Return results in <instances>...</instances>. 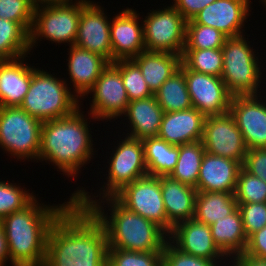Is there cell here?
<instances>
[{"label":"cell","mask_w":266,"mask_h":266,"mask_svg":"<svg viewBox=\"0 0 266 266\" xmlns=\"http://www.w3.org/2000/svg\"><path fill=\"white\" fill-rule=\"evenodd\" d=\"M107 253L102 224L73 201L49 229L44 266H107Z\"/></svg>","instance_id":"obj_1"},{"label":"cell","mask_w":266,"mask_h":266,"mask_svg":"<svg viewBox=\"0 0 266 266\" xmlns=\"http://www.w3.org/2000/svg\"><path fill=\"white\" fill-rule=\"evenodd\" d=\"M35 196L25 207L2 220L12 266H44L49 229L73 202L45 205Z\"/></svg>","instance_id":"obj_2"},{"label":"cell","mask_w":266,"mask_h":266,"mask_svg":"<svg viewBox=\"0 0 266 266\" xmlns=\"http://www.w3.org/2000/svg\"><path fill=\"white\" fill-rule=\"evenodd\" d=\"M83 113L79 107L68 116L43 122L41 128L38 160L52 163L68 178L78 177L81 167L90 163L97 151H93L95 146L87 121L96 119L91 114L87 118Z\"/></svg>","instance_id":"obj_3"},{"label":"cell","mask_w":266,"mask_h":266,"mask_svg":"<svg viewBox=\"0 0 266 266\" xmlns=\"http://www.w3.org/2000/svg\"><path fill=\"white\" fill-rule=\"evenodd\" d=\"M87 209L102 224L108 248L135 252L163 251L168 234L153 221L128 210L115 197L96 200Z\"/></svg>","instance_id":"obj_4"},{"label":"cell","mask_w":266,"mask_h":266,"mask_svg":"<svg viewBox=\"0 0 266 266\" xmlns=\"http://www.w3.org/2000/svg\"><path fill=\"white\" fill-rule=\"evenodd\" d=\"M123 138L119 139L121 141L114 146L115 149L113 147V153L110 154V159H107V182H103L102 188L98 189V193H101L97 196L91 193V196L84 187H77L78 189L71 193L73 201L80 207L87 209L96 200L114 197L126 185L148 175L143 141L127 135ZM97 197L99 199H96Z\"/></svg>","instance_id":"obj_5"},{"label":"cell","mask_w":266,"mask_h":266,"mask_svg":"<svg viewBox=\"0 0 266 266\" xmlns=\"http://www.w3.org/2000/svg\"><path fill=\"white\" fill-rule=\"evenodd\" d=\"M55 76L32 66L31 83L19 106L41 122L68 116L83 102L68 87L71 85L66 79Z\"/></svg>","instance_id":"obj_6"},{"label":"cell","mask_w":266,"mask_h":266,"mask_svg":"<svg viewBox=\"0 0 266 266\" xmlns=\"http://www.w3.org/2000/svg\"><path fill=\"white\" fill-rule=\"evenodd\" d=\"M245 35L229 37L225 40L223 52V70L221 79L232 96L261 94L263 79L259 55ZM252 46V47H251ZM259 91V92H258Z\"/></svg>","instance_id":"obj_7"},{"label":"cell","mask_w":266,"mask_h":266,"mask_svg":"<svg viewBox=\"0 0 266 266\" xmlns=\"http://www.w3.org/2000/svg\"><path fill=\"white\" fill-rule=\"evenodd\" d=\"M81 12L82 0L37 4L30 31V52L42 39L74 45Z\"/></svg>","instance_id":"obj_8"},{"label":"cell","mask_w":266,"mask_h":266,"mask_svg":"<svg viewBox=\"0 0 266 266\" xmlns=\"http://www.w3.org/2000/svg\"><path fill=\"white\" fill-rule=\"evenodd\" d=\"M42 124L19 106L0 107L1 149L18 161L38 162Z\"/></svg>","instance_id":"obj_9"},{"label":"cell","mask_w":266,"mask_h":266,"mask_svg":"<svg viewBox=\"0 0 266 266\" xmlns=\"http://www.w3.org/2000/svg\"><path fill=\"white\" fill-rule=\"evenodd\" d=\"M165 7L150 10L144 20H141L145 49L182 56L187 21L173 5Z\"/></svg>","instance_id":"obj_10"},{"label":"cell","mask_w":266,"mask_h":266,"mask_svg":"<svg viewBox=\"0 0 266 266\" xmlns=\"http://www.w3.org/2000/svg\"><path fill=\"white\" fill-rule=\"evenodd\" d=\"M128 210L153 221L169 234V224L161 193L159 176L146 175L126 185L114 196Z\"/></svg>","instance_id":"obj_11"},{"label":"cell","mask_w":266,"mask_h":266,"mask_svg":"<svg viewBox=\"0 0 266 266\" xmlns=\"http://www.w3.org/2000/svg\"><path fill=\"white\" fill-rule=\"evenodd\" d=\"M89 93H92V103L88 114L90 113L97 121H111L123 117L130 102L120 71L113 63H109L102 70L85 97H88Z\"/></svg>","instance_id":"obj_12"},{"label":"cell","mask_w":266,"mask_h":266,"mask_svg":"<svg viewBox=\"0 0 266 266\" xmlns=\"http://www.w3.org/2000/svg\"><path fill=\"white\" fill-rule=\"evenodd\" d=\"M180 69L184 72L193 108L205 117L229 112L232 95L221 77L187 69L182 63Z\"/></svg>","instance_id":"obj_13"},{"label":"cell","mask_w":266,"mask_h":266,"mask_svg":"<svg viewBox=\"0 0 266 266\" xmlns=\"http://www.w3.org/2000/svg\"><path fill=\"white\" fill-rule=\"evenodd\" d=\"M201 141L207 153L231 158L243 165L247 148L230 112L206 117Z\"/></svg>","instance_id":"obj_14"},{"label":"cell","mask_w":266,"mask_h":266,"mask_svg":"<svg viewBox=\"0 0 266 266\" xmlns=\"http://www.w3.org/2000/svg\"><path fill=\"white\" fill-rule=\"evenodd\" d=\"M265 96H232L229 112L242 133L247 149L266 148Z\"/></svg>","instance_id":"obj_15"},{"label":"cell","mask_w":266,"mask_h":266,"mask_svg":"<svg viewBox=\"0 0 266 266\" xmlns=\"http://www.w3.org/2000/svg\"><path fill=\"white\" fill-rule=\"evenodd\" d=\"M104 11V7L98 5V2L82 0V12L74 45L99 54L112 63L111 18L109 19Z\"/></svg>","instance_id":"obj_16"},{"label":"cell","mask_w":266,"mask_h":266,"mask_svg":"<svg viewBox=\"0 0 266 266\" xmlns=\"http://www.w3.org/2000/svg\"><path fill=\"white\" fill-rule=\"evenodd\" d=\"M251 0H216L186 23L213 27L229 37L244 35L245 22L251 15ZM244 31V32H243Z\"/></svg>","instance_id":"obj_17"},{"label":"cell","mask_w":266,"mask_h":266,"mask_svg":"<svg viewBox=\"0 0 266 266\" xmlns=\"http://www.w3.org/2000/svg\"><path fill=\"white\" fill-rule=\"evenodd\" d=\"M139 18L140 14L136 10L127 7L113 16L110 26L112 62L132 59L146 51L143 21L140 24Z\"/></svg>","instance_id":"obj_18"},{"label":"cell","mask_w":266,"mask_h":266,"mask_svg":"<svg viewBox=\"0 0 266 266\" xmlns=\"http://www.w3.org/2000/svg\"><path fill=\"white\" fill-rule=\"evenodd\" d=\"M168 240L177 249L192 256L212 261L227 262L229 260L214 243L210 226L194 218L174 226L168 234Z\"/></svg>","instance_id":"obj_19"},{"label":"cell","mask_w":266,"mask_h":266,"mask_svg":"<svg viewBox=\"0 0 266 266\" xmlns=\"http://www.w3.org/2000/svg\"><path fill=\"white\" fill-rule=\"evenodd\" d=\"M242 164L205 151L197 180V192L235 193Z\"/></svg>","instance_id":"obj_20"},{"label":"cell","mask_w":266,"mask_h":266,"mask_svg":"<svg viewBox=\"0 0 266 266\" xmlns=\"http://www.w3.org/2000/svg\"><path fill=\"white\" fill-rule=\"evenodd\" d=\"M69 50L66 60L70 83L74 87L72 91L80 100H84L109 62L101 55L76 45L69 46Z\"/></svg>","instance_id":"obj_21"},{"label":"cell","mask_w":266,"mask_h":266,"mask_svg":"<svg viewBox=\"0 0 266 266\" xmlns=\"http://www.w3.org/2000/svg\"><path fill=\"white\" fill-rule=\"evenodd\" d=\"M205 119L206 117L193 107L165 112L158 137L175 146L202 140Z\"/></svg>","instance_id":"obj_22"},{"label":"cell","mask_w":266,"mask_h":266,"mask_svg":"<svg viewBox=\"0 0 266 266\" xmlns=\"http://www.w3.org/2000/svg\"><path fill=\"white\" fill-rule=\"evenodd\" d=\"M26 57L0 60V107L20 106L28 92L32 66Z\"/></svg>","instance_id":"obj_23"},{"label":"cell","mask_w":266,"mask_h":266,"mask_svg":"<svg viewBox=\"0 0 266 266\" xmlns=\"http://www.w3.org/2000/svg\"><path fill=\"white\" fill-rule=\"evenodd\" d=\"M164 111L156 101L155 95L150 97L130 101L123 120L128 122L127 136L145 139L158 137L161 120ZM129 132V133H128Z\"/></svg>","instance_id":"obj_24"},{"label":"cell","mask_w":266,"mask_h":266,"mask_svg":"<svg viewBox=\"0 0 266 266\" xmlns=\"http://www.w3.org/2000/svg\"><path fill=\"white\" fill-rule=\"evenodd\" d=\"M161 193L169 224L174 227L178 223L194 218L196 188L176 181L169 176H160Z\"/></svg>","instance_id":"obj_25"},{"label":"cell","mask_w":266,"mask_h":266,"mask_svg":"<svg viewBox=\"0 0 266 266\" xmlns=\"http://www.w3.org/2000/svg\"><path fill=\"white\" fill-rule=\"evenodd\" d=\"M210 228L214 243L229 261L231 259L232 262L245 252L248 238L238 208L232 214L217 220Z\"/></svg>","instance_id":"obj_26"},{"label":"cell","mask_w":266,"mask_h":266,"mask_svg":"<svg viewBox=\"0 0 266 266\" xmlns=\"http://www.w3.org/2000/svg\"><path fill=\"white\" fill-rule=\"evenodd\" d=\"M141 70L149 89L154 94L161 85L180 69L181 56L167 52H141L132 58Z\"/></svg>","instance_id":"obj_27"},{"label":"cell","mask_w":266,"mask_h":266,"mask_svg":"<svg viewBox=\"0 0 266 266\" xmlns=\"http://www.w3.org/2000/svg\"><path fill=\"white\" fill-rule=\"evenodd\" d=\"M237 208L234 193L197 192L194 219L210 226Z\"/></svg>","instance_id":"obj_28"},{"label":"cell","mask_w":266,"mask_h":266,"mask_svg":"<svg viewBox=\"0 0 266 266\" xmlns=\"http://www.w3.org/2000/svg\"><path fill=\"white\" fill-rule=\"evenodd\" d=\"M148 175L169 176L179 157V146L171 145L159 137L142 140Z\"/></svg>","instance_id":"obj_29"},{"label":"cell","mask_w":266,"mask_h":266,"mask_svg":"<svg viewBox=\"0 0 266 266\" xmlns=\"http://www.w3.org/2000/svg\"><path fill=\"white\" fill-rule=\"evenodd\" d=\"M154 95L164 113L193 107L184 72L181 69L169 77Z\"/></svg>","instance_id":"obj_30"},{"label":"cell","mask_w":266,"mask_h":266,"mask_svg":"<svg viewBox=\"0 0 266 266\" xmlns=\"http://www.w3.org/2000/svg\"><path fill=\"white\" fill-rule=\"evenodd\" d=\"M205 148L201 140L179 146V157L170 178L196 188Z\"/></svg>","instance_id":"obj_31"},{"label":"cell","mask_w":266,"mask_h":266,"mask_svg":"<svg viewBox=\"0 0 266 266\" xmlns=\"http://www.w3.org/2000/svg\"><path fill=\"white\" fill-rule=\"evenodd\" d=\"M30 55V33L18 22L0 18V60Z\"/></svg>","instance_id":"obj_32"},{"label":"cell","mask_w":266,"mask_h":266,"mask_svg":"<svg viewBox=\"0 0 266 266\" xmlns=\"http://www.w3.org/2000/svg\"><path fill=\"white\" fill-rule=\"evenodd\" d=\"M181 63L190 70L221 77L223 52L217 49H184Z\"/></svg>","instance_id":"obj_33"},{"label":"cell","mask_w":266,"mask_h":266,"mask_svg":"<svg viewBox=\"0 0 266 266\" xmlns=\"http://www.w3.org/2000/svg\"><path fill=\"white\" fill-rule=\"evenodd\" d=\"M120 71L129 101L144 99L154 95L149 89L141 70L132 59L112 62Z\"/></svg>","instance_id":"obj_34"},{"label":"cell","mask_w":266,"mask_h":266,"mask_svg":"<svg viewBox=\"0 0 266 266\" xmlns=\"http://www.w3.org/2000/svg\"><path fill=\"white\" fill-rule=\"evenodd\" d=\"M228 37L221 31L206 25L186 23L184 49L222 48Z\"/></svg>","instance_id":"obj_35"},{"label":"cell","mask_w":266,"mask_h":266,"mask_svg":"<svg viewBox=\"0 0 266 266\" xmlns=\"http://www.w3.org/2000/svg\"><path fill=\"white\" fill-rule=\"evenodd\" d=\"M234 195L237 204L266 202V182L242 167Z\"/></svg>","instance_id":"obj_36"},{"label":"cell","mask_w":266,"mask_h":266,"mask_svg":"<svg viewBox=\"0 0 266 266\" xmlns=\"http://www.w3.org/2000/svg\"><path fill=\"white\" fill-rule=\"evenodd\" d=\"M17 183L0 180V220L17 210L25 207L34 197L35 193H29Z\"/></svg>","instance_id":"obj_37"},{"label":"cell","mask_w":266,"mask_h":266,"mask_svg":"<svg viewBox=\"0 0 266 266\" xmlns=\"http://www.w3.org/2000/svg\"><path fill=\"white\" fill-rule=\"evenodd\" d=\"M107 266H162V252H135L108 248Z\"/></svg>","instance_id":"obj_38"},{"label":"cell","mask_w":266,"mask_h":266,"mask_svg":"<svg viewBox=\"0 0 266 266\" xmlns=\"http://www.w3.org/2000/svg\"><path fill=\"white\" fill-rule=\"evenodd\" d=\"M35 6L33 0H0V18L18 22L30 33Z\"/></svg>","instance_id":"obj_39"},{"label":"cell","mask_w":266,"mask_h":266,"mask_svg":"<svg viewBox=\"0 0 266 266\" xmlns=\"http://www.w3.org/2000/svg\"><path fill=\"white\" fill-rule=\"evenodd\" d=\"M230 262L192 256L177 249L169 240L166 241L162 251V266H230Z\"/></svg>","instance_id":"obj_40"},{"label":"cell","mask_w":266,"mask_h":266,"mask_svg":"<svg viewBox=\"0 0 266 266\" xmlns=\"http://www.w3.org/2000/svg\"><path fill=\"white\" fill-rule=\"evenodd\" d=\"M238 210L247 238L266 226V202L238 204Z\"/></svg>","instance_id":"obj_41"},{"label":"cell","mask_w":266,"mask_h":266,"mask_svg":"<svg viewBox=\"0 0 266 266\" xmlns=\"http://www.w3.org/2000/svg\"><path fill=\"white\" fill-rule=\"evenodd\" d=\"M242 167L266 182V148L247 149Z\"/></svg>","instance_id":"obj_42"},{"label":"cell","mask_w":266,"mask_h":266,"mask_svg":"<svg viewBox=\"0 0 266 266\" xmlns=\"http://www.w3.org/2000/svg\"><path fill=\"white\" fill-rule=\"evenodd\" d=\"M172 5L186 21L191 20L198 12L216 0H173Z\"/></svg>","instance_id":"obj_43"},{"label":"cell","mask_w":266,"mask_h":266,"mask_svg":"<svg viewBox=\"0 0 266 266\" xmlns=\"http://www.w3.org/2000/svg\"><path fill=\"white\" fill-rule=\"evenodd\" d=\"M244 253L259 258H266V226L248 238Z\"/></svg>","instance_id":"obj_44"},{"label":"cell","mask_w":266,"mask_h":266,"mask_svg":"<svg viewBox=\"0 0 266 266\" xmlns=\"http://www.w3.org/2000/svg\"><path fill=\"white\" fill-rule=\"evenodd\" d=\"M233 266H266V258L241 253L231 263Z\"/></svg>","instance_id":"obj_45"},{"label":"cell","mask_w":266,"mask_h":266,"mask_svg":"<svg viewBox=\"0 0 266 266\" xmlns=\"http://www.w3.org/2000/svg\"><path fill=\"white\" fill-rule=\"evenodd\" d=\"M7 262H10L9 250L5 232L0 220V266H6Z\"/></svg>","instance_id":"obj_46"},{"label":"cell","mask_w":266,"mask_h":266,"mask_svg":"<svg viewBox=\"0 0 266 266\" xmlns=\"http://www.w3.org/2000/svg\"><path fill=\"white\" fill-rule=\"evenodd\" d=\"M35 4H42V3H57V2H69L73 0H33Z\"/></svg>","instance_id":"obj_47"},{"label":"cell","mask_w":266,"mask_h":266,"mask_svg":"<svg viewBox=\"0 0 266 266\" xmlns=\"http://www.w3.org/2000/svg\"><path fill=\"white\" fill-rule=\"evenodd\" d=\"M259 2H262L265 5V8H266V0H260Z\"/></svg>","instance_id":"obj_48"}]
</instances>
